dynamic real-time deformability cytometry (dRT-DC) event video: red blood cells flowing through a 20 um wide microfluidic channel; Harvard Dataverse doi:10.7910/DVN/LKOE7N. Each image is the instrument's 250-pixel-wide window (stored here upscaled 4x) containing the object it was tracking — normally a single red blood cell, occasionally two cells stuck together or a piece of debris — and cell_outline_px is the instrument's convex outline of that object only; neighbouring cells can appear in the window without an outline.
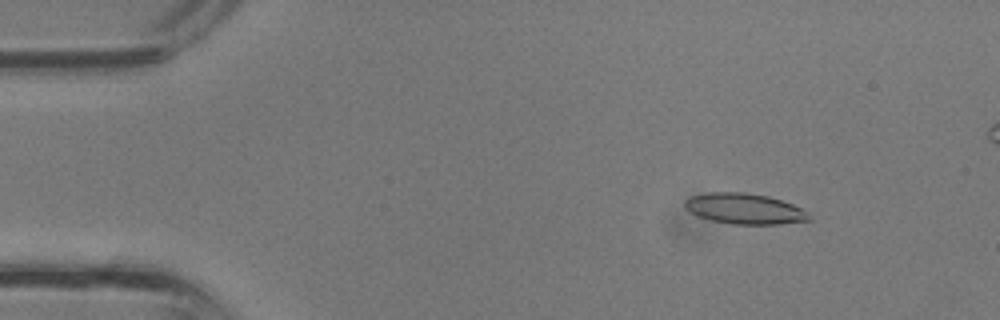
{"species": "common noctule bat (a hibernating species)", "species_latin": "Nyctalus noctula", "temperature_condition": "room temperature", "stored_images_in_passage": 32, "camera_frame_rate_fps": 3000, "um_per_image_px": 0.085, "animal": {"sex": "male", "body_mass_g": 13.3}, "frame": {"image": 1, "passage_image": 4, "time_ms": 1.0, "image_size_px": [1000, 320], "cell_outline_px": [[812, 220], [780, 224], [732, 224], [712, 220], [700, 216], [684, 208], [684, 200], [692, 196], [708, 192], [744, 192], [768, 196], [792, 204], [808, 212]], "centroid_in_image_um": [63.29, 17.74], "position_along_channel_um": 21.7, "area_um2": 22.08}}
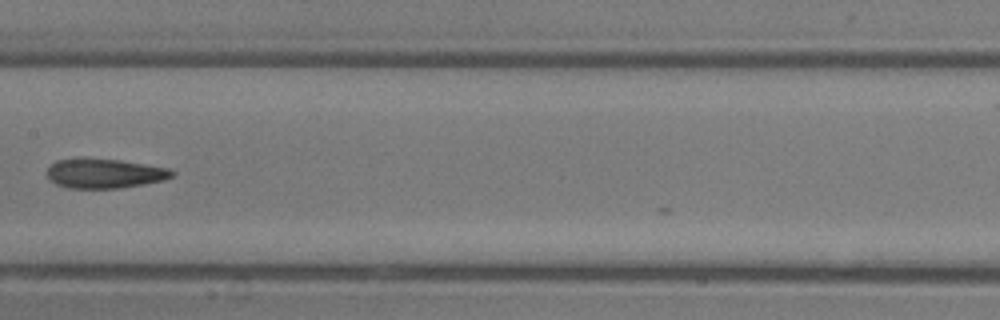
{"frame": {"image": 2, "passage_image": 18, "time_ms": 5.667, "image_size_px": [1000, 320], "cell_outline_px": [[176, 172], [172, 176], [164, 180], [144, 184], [116, 188], [68, 188], [56, 184], [48, 180], [48, 168], [56, 160], [84, 156], [120, 160], [168, 168]], "centroid_in_image_um": [8.84, 14.72], "position_along_channel_um": 198.6, "area_um2": 21.85}}
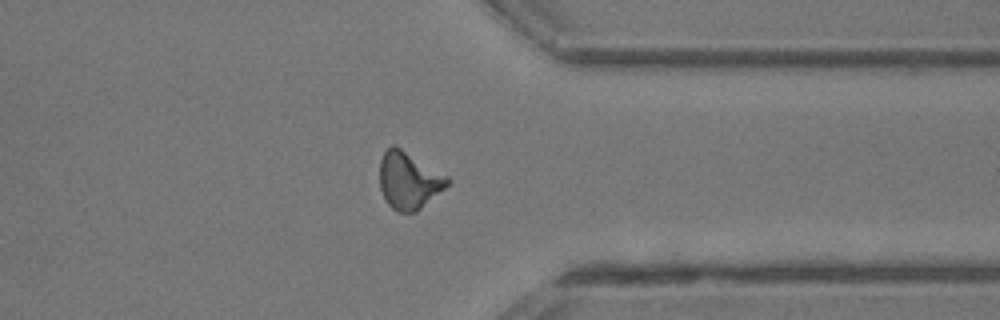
{"frame": {"image": 3, "passage_image": 28, "time_ms": 9.0, "image_size_px": [1000, 320], "cell_outline_px": [[452, 180], [444, 188], [416, 212], [400, 212], [392, 208], [388, 204], [380, 188], [380, 160], [384, 152], [392, 144], [400, 148], [448, 176]], "centroid_in_image_um": [34.74, 15.34], "position_along_channel_um": 376.7, "area_um2": 22.2}}